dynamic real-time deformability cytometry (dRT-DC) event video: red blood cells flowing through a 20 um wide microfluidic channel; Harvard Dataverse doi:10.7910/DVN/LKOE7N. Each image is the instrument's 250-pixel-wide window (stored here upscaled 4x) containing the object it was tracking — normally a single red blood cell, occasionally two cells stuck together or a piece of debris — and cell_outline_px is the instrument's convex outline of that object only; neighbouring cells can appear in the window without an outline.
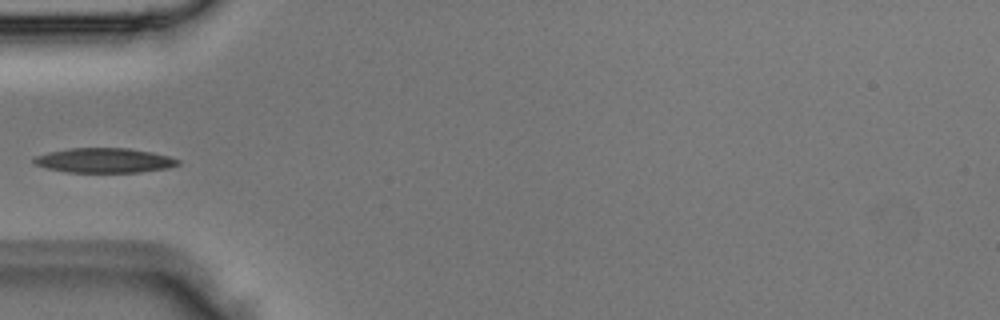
{"species": "Egyptian fruit bat (a non-hibernating species)", "species_latin": "Rousettus aegyptiacus", "temperature_condition": "room temperature", "stored_images_in_passage": 3, "camera_frame_rate_fps": 3000, "um_per_image_px": 0.085, "animal": {"sex": "male"}, "frame": {"image": 1, "passage_image": 3, "time_ms": 0.667, "image_size_px": [1000, 320], "cell_outline_px": [[180, 164], [168, 168], [140, 172], [64, 172], [48, 168], [36, 164], [32, 160], [32, 156], [48, 152], [68, 148], [128, 148], [152, 152], [168, 156], [180, 160]], "centroid_in_image_um": [8.85, 13.63], "position_along_channel_um": 76.2, "area_um2": 20.81}}